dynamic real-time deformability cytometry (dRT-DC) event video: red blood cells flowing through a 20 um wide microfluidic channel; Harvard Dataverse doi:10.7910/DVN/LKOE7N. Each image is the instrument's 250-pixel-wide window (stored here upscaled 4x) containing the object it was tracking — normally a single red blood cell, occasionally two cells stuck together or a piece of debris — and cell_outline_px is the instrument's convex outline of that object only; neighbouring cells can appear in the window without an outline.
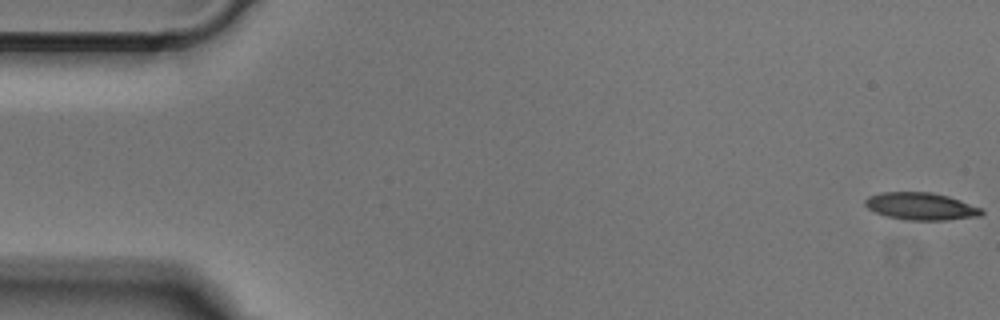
{"species": "Egyptian fruit bat (a non-hibernating species)", "species_latin": "Rousettus aegyptiacus", "temperature_condition": "cold", "stored_images_in_passage": 50, "camera_frame_rate_fps": 3000, "um_per_image_px": 0.085, "animal": {"sex": "male"}, "frame": {"image": 1, "passage_image": 1, "time_ms": 0.0, "image_size_px": [1000, 320], "cell_outline_px": [[984, 212], [980, 216], [948, 220], [904, 220], [888, 216], [876, 212], [868, 208], [864, 204], [864, 200], [868, 196], [880, 192], [932, 192], [948, 196], [960, 200], [980, 208]], "centroid_in_image_um": [78.26, 17.53], "position_along_channel_um": 6.7, "area_um2": 18.55}}
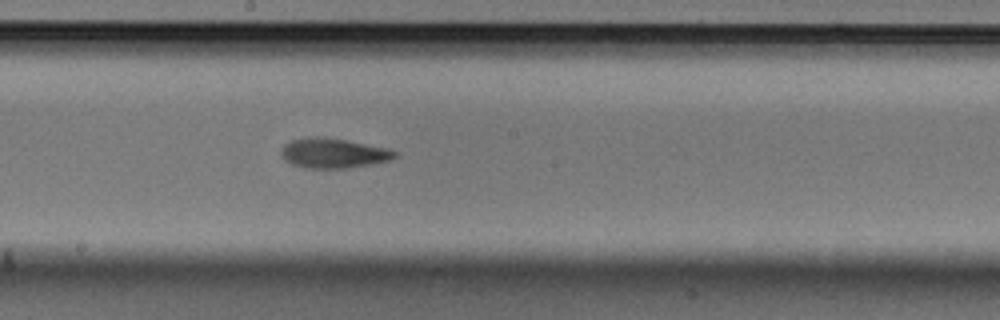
{"frame": {"image": 2, "passage_image": 27, "time_ms": 8.667, "image_size_px": [1000, 320], "cell_outline_px": [[400, 156], [392, 160], [372, 164], [348, 168], [304, 168], [292, 164], [284, 160], [280, 152], [284, 144], [292, 140], [308, 136], [320, 136], [344, 140], [388, 148], [400, 152]], "centroid_in_image_um": [28.37, 13.02], "position_along_channel_um": 219.8, "area_um2": 20.06}}
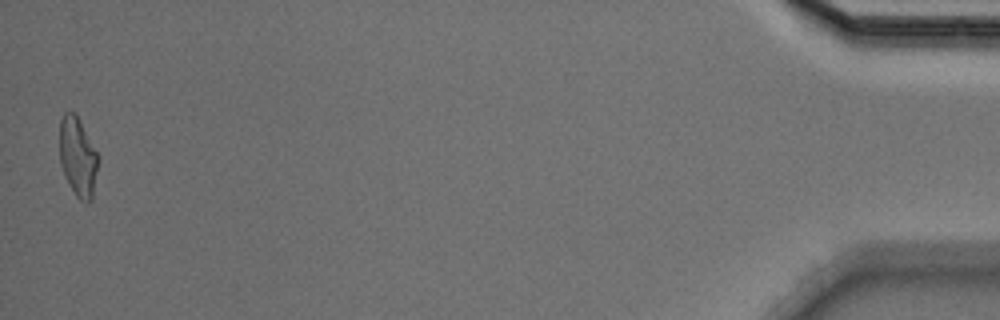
{"frame": {"image": 3, "passage_image": 50, "time_ms": 16.333, "image_size_px": [1000, 320], "cell_outline_px": [[100, 160], [92, 200], [88, 204], [84, 204], [76, 196], [68, 184], [64, 176], [60, 164], [60, 120], [64, 112], [76, 112], [100, 156]], "centroid_in_image_um": [6.65, 13.36], "position_along_channel_um": 428.6, "area_um2": 18.5}}